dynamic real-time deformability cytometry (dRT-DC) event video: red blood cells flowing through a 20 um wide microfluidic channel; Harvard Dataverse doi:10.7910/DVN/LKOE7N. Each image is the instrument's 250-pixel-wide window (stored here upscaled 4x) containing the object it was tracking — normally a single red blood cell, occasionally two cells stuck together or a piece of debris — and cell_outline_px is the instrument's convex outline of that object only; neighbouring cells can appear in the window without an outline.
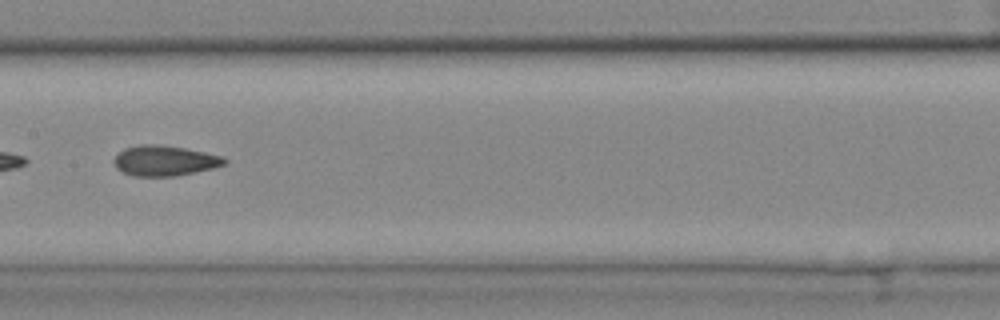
{"species": "common noctule bat (a hibernating species)", "species_latin": "Nyctalus noctula", "temperature_condition": "cold", "stored_images_in_passage": 55, "segment_of_instrument_passage": [2, 2], "camera_frame_rate_fps": 3000, "um_per_image_px": 0.085, "animal": {"sex": "female", "body_mass_g": 25.1}, "frame": {"image": 1, "passage_image": 28, "time_ms": 9.0, "image_size_px": [1000, 320], "cell_outline_px": [[228, 160], [224, 164], [212, 168], [176, 176], [132, 176], [116, 168], [112, 160], [124, 148], [140, 144], [156, 144], [184, 148], [224, 156]], "centroid_in_image_um": [13.97, 13.65], "position_along_channel_um": 193.4, "area_um2": 19.48}}
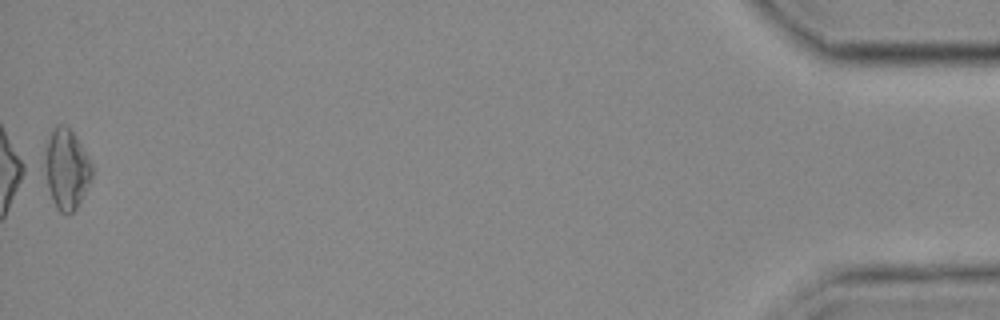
{"frame": {"image": 2, "passage_image": 55, "time_ms": 18.0, "image_size_px": [1000, 320], "cell_outline_px": [[92, 176], [76, 208], [72, 212], [60, 212], [56, 208], [52, 200], [40, 164], [44, 140], [52, 128], [56, 124], [64, 124], [76, 136], [88, 156], [92, 164]], "centroid_in_image_um": [5.54, 14.28], "position_along_channel_um": 429.7, "area_um2": 22.89}}